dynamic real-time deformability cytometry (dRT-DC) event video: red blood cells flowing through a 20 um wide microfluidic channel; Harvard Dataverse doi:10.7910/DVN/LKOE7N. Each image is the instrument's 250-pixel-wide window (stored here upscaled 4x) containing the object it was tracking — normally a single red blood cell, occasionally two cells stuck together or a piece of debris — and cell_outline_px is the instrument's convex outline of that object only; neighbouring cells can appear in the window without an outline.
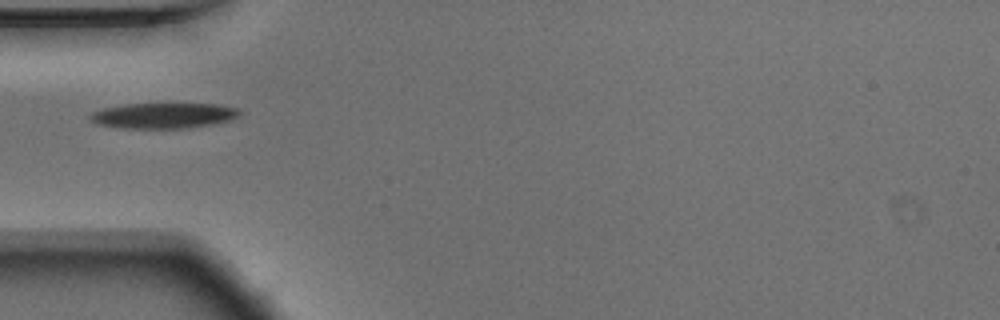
{"species": "Egyptian fruit bat (a non-hibernating species)", "species_latin": "Rousettus aegyptiacus", "temperature_condition": "warm", "stored_images_in_passage": 38, "camera_frame_rate_fps": 3000, "um_per_image_px": 0.085, "animal": {"sex": "male"}, "frame": {"image": 1, "passage_image": 1, "time_ms": 0.0, "image_size_px": [1000, 320], "cell_outline_px": [[240, 116], [232, 120], [216, 124], [188, 128], [124, 128], [96, 124], [88, 116], [92, 112], [104, 108], [124, 104], [220, 104], [240, 108]], "centroid_in_image_um": [13.97, 9.82], "position_along_channel_um": 71.0, "area_um2": 22.43}}
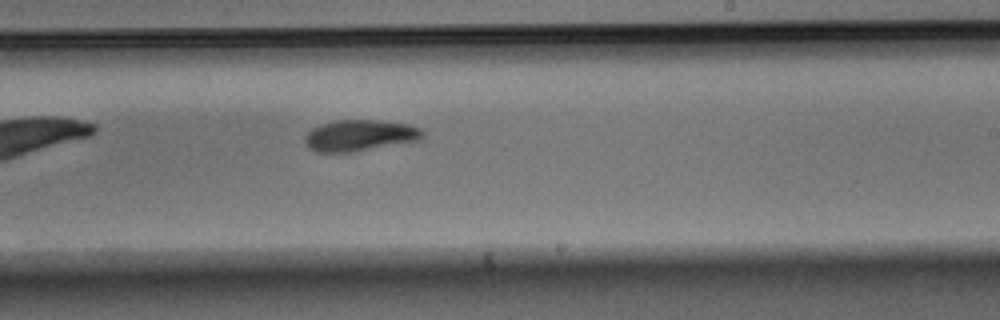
{"frame": {"image": 2, "passage_image": 16, "time_ms": 5.0, "image_size_px": [1000, 320], "cell_outline_px": [[424, 136], [420, 140], [352, 152], [316, 152], [308, 148], [304, 144], [304, 136], [312, 128], [320, 124], [336, 120], [376, 120], [408, 124], [420, 128], [424, 132]], "centroid_in_image_um": [30.55, 11.51], "position_along_channel_um": 258.5, "area_um2": 21.56}}
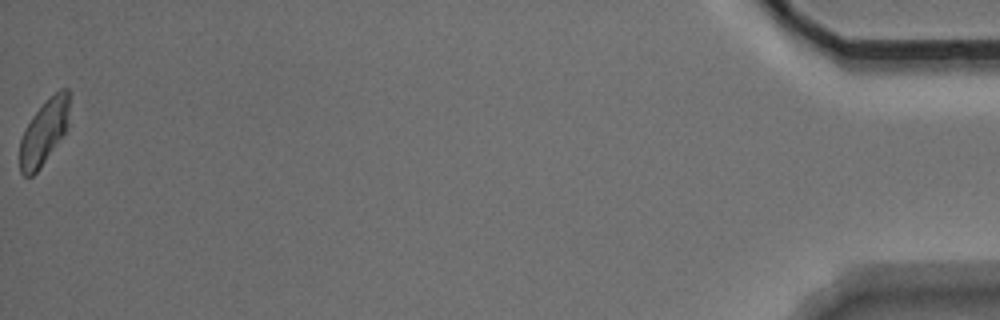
{"frame": {"image": 3, "passage_image": 38, "time_ms": 12.333, "image_size_px": [1000, 320], "cell_outline_px": [[68, 124], [64, 132], [40, 168], [32, 176], [24, 176], [20, 172], [20, 140], [24, 128], [32, 116], [60, 88], [68, 88]], "centroid_in_image_um": [3.71, 11.26], "position_along_channel_um": 431.5, "area_um2": 18.21}}